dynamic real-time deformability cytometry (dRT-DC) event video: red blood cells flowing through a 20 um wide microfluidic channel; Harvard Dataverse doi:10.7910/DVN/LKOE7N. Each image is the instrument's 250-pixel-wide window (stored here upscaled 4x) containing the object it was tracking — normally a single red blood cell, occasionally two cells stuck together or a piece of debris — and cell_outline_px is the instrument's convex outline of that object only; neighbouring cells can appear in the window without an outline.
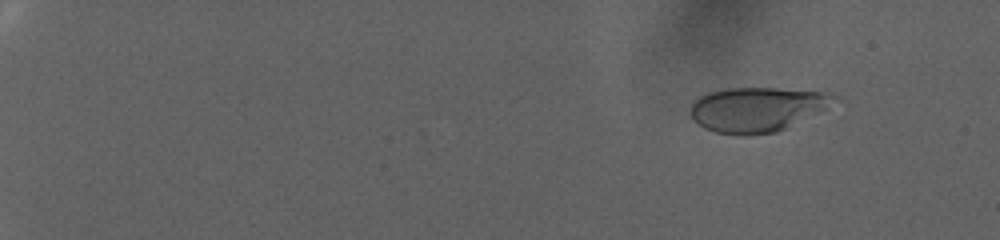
{"species": "human", "species_latin": "Homo sapiens", "temperature_condition": "warm", "stored_images_in_passage": 83, "camera_frame_rate_fps": 3000, "um_per_image_px": 0.085, "donor": {"sex": "female"}, "frame": {"image": 1, "passage_image": 11, "time_ms": 3.333, "image_size_px": [1000, 240], "cell_outline_px": [[836, 96], [824, 108], [776, 132], [748, 136], [736, 136], [716, 132], [704, 128], [688, 112], [688, 108], [692, 100], [708, 92], [724, 88], [776, 88], [828, 92]], "centroid_in_image_um": [64.21, 9.29], "position_along_channel_um": 20.8, "area_um2": 37.05}}
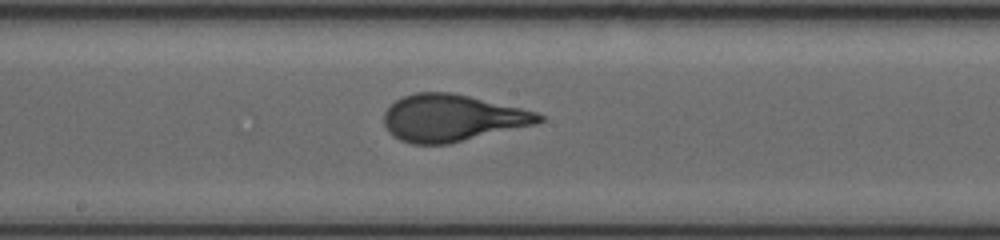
{"frame": {"image": 2, "passage_image": 52, "time_ms": 17.0, "image_size_px": [1000, 240], "cell_outline_px": [[544, 120], [536, 124], [448, 144], [412, 144], [400, 140], [392, 136], [388, 132], [384, 124], [384, 112], [396, 100], [404, 96], [416, 92], [452, 92], [520, 108], [536, 112], [544, 116]], "centroid_in_image_um": [38.4, 10.03], "position_along_channel_um": 209.8, "area_um2": 42.19}}
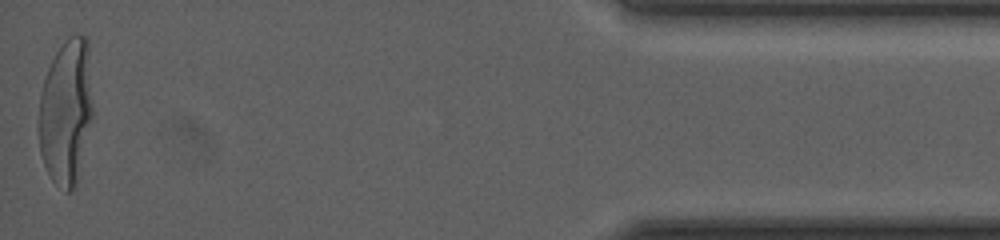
{"frame": {"image": 3, "passage_image": 83, "time_ms": 27.333, "image_size_px": [1000, 240], "cell_outline_px": [[92, 116], [76, 188], [68, 192], [64, 192], [52, 180], [44, 164], [40, 152], [40, 96], [44, 76], [56, 52], [68, 36], [76, 32], [88, 36], [92, 104]], "centroid_in_image_um": [5.64, 9.47], "position_along_channel_um": 429.6, "area_um2": 45.95}, "authors_computed_cell_mechanics": {"area_um2": 40.9224, "velocity_mm_per_s": 2.7292, "shape_relaxation_time_tau1_ms": 6.8088, "shape_relaxation_time_tau2_ms": null, "deformation_change_tau1": 0.2732, "deformation_change_tau2": null}}